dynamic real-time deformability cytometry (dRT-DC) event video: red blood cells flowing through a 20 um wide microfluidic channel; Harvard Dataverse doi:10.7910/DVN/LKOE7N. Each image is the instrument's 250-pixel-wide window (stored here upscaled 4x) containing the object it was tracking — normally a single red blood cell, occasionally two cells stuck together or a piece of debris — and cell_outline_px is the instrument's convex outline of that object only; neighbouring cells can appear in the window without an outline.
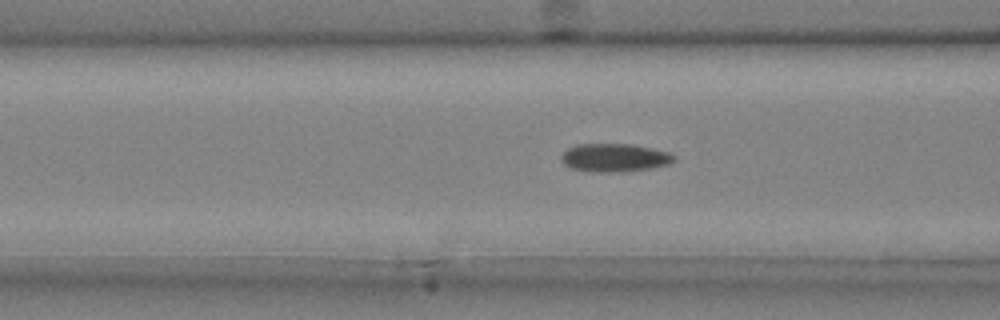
{"species": "common noctule bat (a hibernating species)", "species_latin": "Nyctalus noctula", "temperature_condition": "cold", "stored_images_in_passage": 46, "camera_frame_rate_fps": 3000, "um_per_image_px": 0.085, "animal": {"sex": "male", "body_mass_g": 20.4}, "frame": {"image": 1, "passage_image": 18, "time_ms": 5.667, "image_size_px": [1000, 320], "cell_outline_px": [[676, 160], [668, 164], [652, 168], [612, 172], [588, 172], [568, 168], [560, 160], [560, 156], [568, 148], [576, 144], [632, 144], [652, 148], [668, 152], [676, 156]], "centroid_in_image_um": [52.2, 13.4], "position_along_channel_um": 114.4, "area_um2": 18.73}}
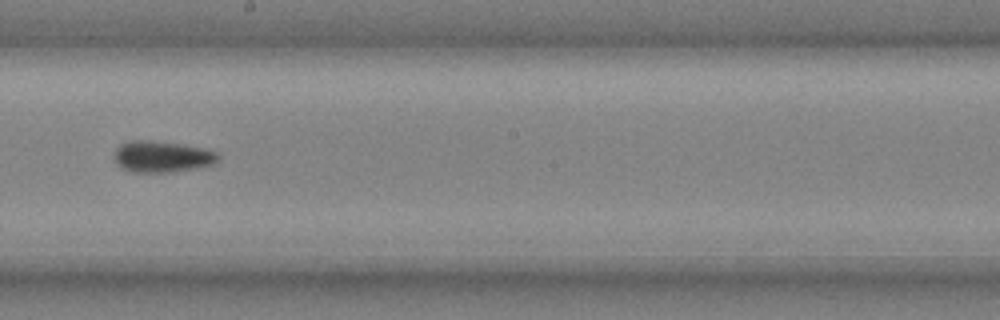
{"frame": {"image": 2, "passage_image": 27, "time_ms": 8.667, "image_size_px": [1000, 320], "cell_outline_px": [[220, 160], [216, 164], [196, 168], [168, 172], [132, 172], [120, 168], [116, 164], [116, 148], [120, 144], [128, 140], [140, 140], [184, 144], [204, 148], [220, 152]], "centroid_in_image_um": [13.83, 13.31], "position_along_channel_um": 234.4, "area_um2": 19.19}}
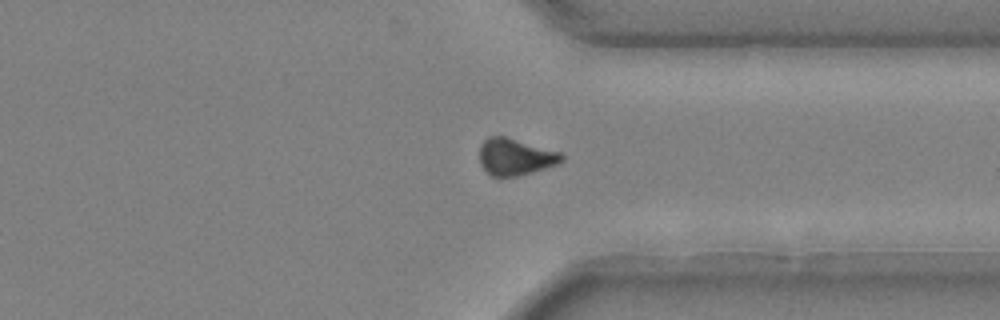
{"frame": {"image": 3, "passage_image": 37, "time_ms": 12.0, "image_size_px": [1000, 320], "cell_outline_px": [[564, 160], [556, 164], [532, 172], [516, 176], [492, 176], [480, 164], [480, 144], [488, 136], [504, 136], [564, 152]], "centroid_in_image_um": [43.83, 13.31], "position_along_channel_um": 367.6, "area_um2": 17.63}, "authors_computed_cell_mechanics": {"area_um2": 18.0047, "velocity_mm_per_s": 4.0059, "shape_relaxation_time_tau1_ms": 10.8589, "shape_relaxation_time_tau2_ms": null, "deformation_change_tau1": 0.1696, "deformation_change_tau2": null}}